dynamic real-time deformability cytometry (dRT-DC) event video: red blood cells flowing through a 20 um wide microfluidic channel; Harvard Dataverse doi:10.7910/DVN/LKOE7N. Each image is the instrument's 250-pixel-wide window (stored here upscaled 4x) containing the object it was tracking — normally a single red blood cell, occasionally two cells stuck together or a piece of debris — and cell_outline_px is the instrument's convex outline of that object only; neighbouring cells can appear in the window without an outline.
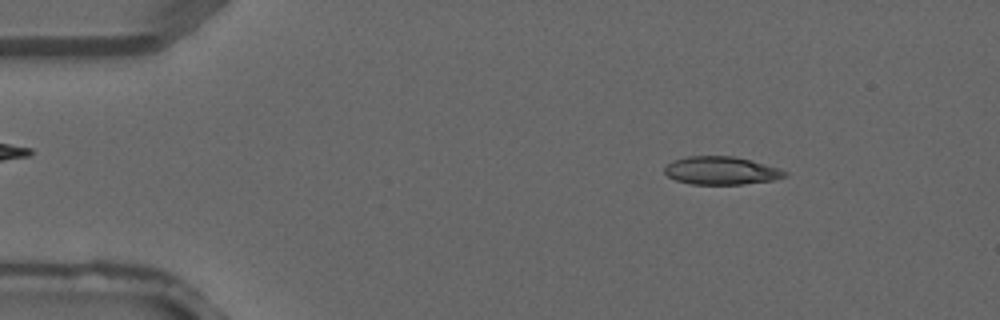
{"species": "common noctule bat (a hibernating species)", "species_latin": "Nyctalus noctula", "temperature_condition": "warm", "stored_images_in_passage": 4, "camera_frame_rate_fps": 3000, "um_per_image_px": 0.085, "animal": {"sex": "male", "forearm_length_mm": 52.5}, "frame": {"image": 1, "passage_image": 2, "time_ms": 0.333, "image_size_px": [1000, 320], "cell_outline_px": [[788, 176], [776, 180], [744, 184], [692, 184], [676, 180], [668, 176], [664, 172], [664, 168], [672, 160], [688, 156], [732, 156], [764, 164], [788, 172]], "centroid_in_image_um": [61.3, 14.51], "position_along_channel_um": 23.7, "area_um2": 19.54}}
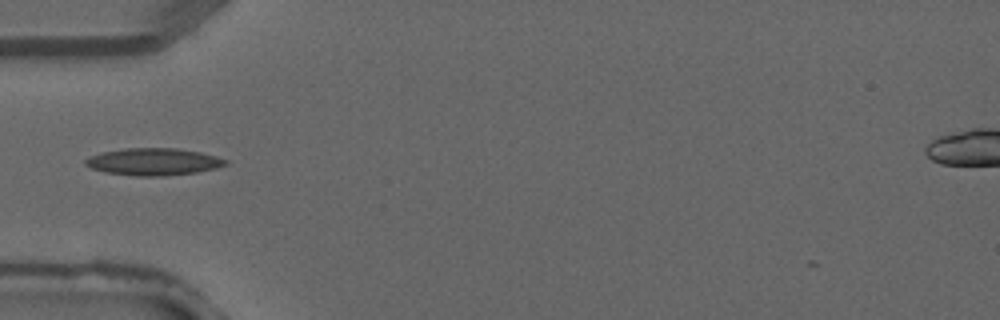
{"frame": {"image": 2, "passage_image": 4, "time_ms": 1.0, "image_size_px": [1000, 320], "cell_outline_px": [[228, 164], [216, 168], [196, 172], [160, 176], [136, 176], [104, 172], [92, 168], [84, 164], [84, 160], [88, 156], [104, 152], [124, 148], [176, 148], [200, 152], [216, 156], [228, 160]], "centroid_in_image_um": [13.04, 13.74], "position_along_channel_um": 72.0, "area_um2": 22.14}}